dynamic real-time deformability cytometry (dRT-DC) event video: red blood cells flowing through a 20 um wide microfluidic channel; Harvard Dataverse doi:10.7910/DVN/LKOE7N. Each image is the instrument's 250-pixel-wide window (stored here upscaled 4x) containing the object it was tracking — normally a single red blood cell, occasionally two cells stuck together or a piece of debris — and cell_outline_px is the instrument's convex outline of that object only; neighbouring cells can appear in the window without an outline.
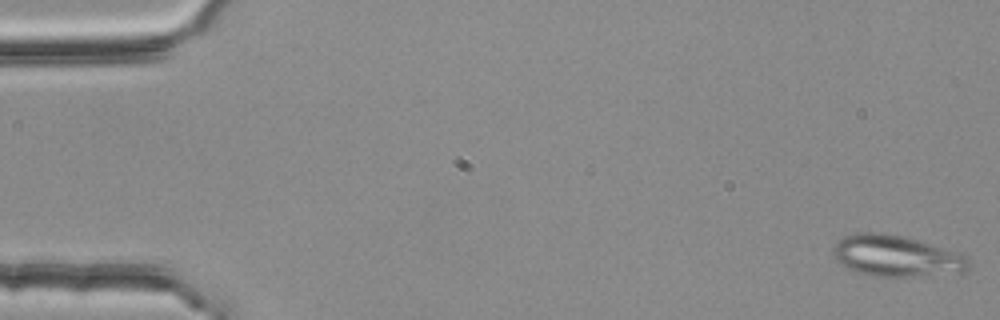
{"species": "common noctule bat (a hibernating species)", "species_latin": "Nyctalus noctula", "temperature_condition": "room temperature", "stored_images_in_passage": 17, "camera_frame_rate_fps": 3000, "um_per_image_px": 0.085, "animal": {"sex": "female", "body_mass_g": 25.1}, "frame": {"image": 1, "passage_image": 1, "time_ms": 0.0, "image_size_px": [1000, 320], "cell_outline_px": [[972, 260], [968, 268], [964, 272], [912, 276], [872, 276], [844, 268], [832, 256], [832, 248], [836, 240], [844, 236], [856, 232], [884, 232], [916, 240], [968, 256]], "centroid_in_image_um": [76.11, 21.75], "position_along_channel_um": 8.9, "area_um2": 32.66}}